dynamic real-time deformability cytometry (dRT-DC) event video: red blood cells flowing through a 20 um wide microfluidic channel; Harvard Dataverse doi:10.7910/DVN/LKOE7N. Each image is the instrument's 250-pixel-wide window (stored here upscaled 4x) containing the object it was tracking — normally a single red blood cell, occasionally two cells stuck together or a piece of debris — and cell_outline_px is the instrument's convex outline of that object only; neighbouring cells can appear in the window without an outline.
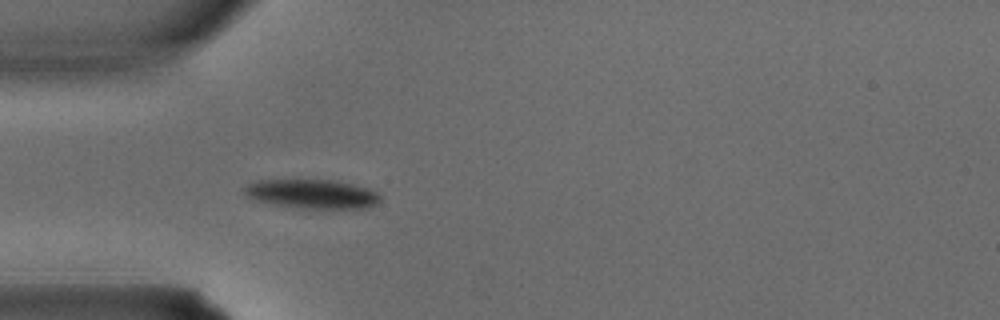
{"species": "common noctule bat (a hibernating species)", "species_latin": "Nyctalus noctula", "temperature_condition": "warm", "stored_images_in_passage": 3, "camera_frame_rate_fps": 3000, "um_per_image_px": 0.085, "animal": {"sex": "male", "body_mass_g": 15.6}, "frame": {"image": 1, "passage_image": 3, "time_ms": 0.667, "image_size_px": [1000, 320], "cell_outline_px": [[380, 200], [376, 204], [368, 208], [296, 208], [272, 204], [256, 200], [244, 196], [240, 188], [256, 180], [296, 176], [336, 180], [368, 188], [376, 192], [380, 196]], "centroid_in_image_um": [26.4, 16.42], "position_along_channel_um": 58.6, "area_um2": 24.45}}